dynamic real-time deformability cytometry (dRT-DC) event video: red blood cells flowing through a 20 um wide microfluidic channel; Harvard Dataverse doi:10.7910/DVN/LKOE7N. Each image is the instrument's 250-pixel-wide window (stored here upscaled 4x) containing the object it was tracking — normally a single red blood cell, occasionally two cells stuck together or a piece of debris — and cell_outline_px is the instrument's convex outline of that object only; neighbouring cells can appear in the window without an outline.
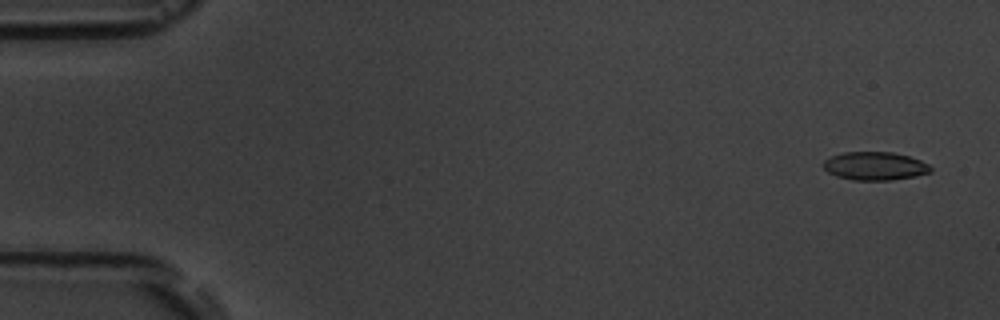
{"species": "common noctule bat (a hibernating species)", "species_latin": "Nyctalus noctula", "temperature_condition": "room temperature", "stored_images_in_passage": 5, "segment_of_instrument_passage": [1, 2], "camera_frame_rate_fps": 3000, "um_per_image_px": 0.085, "animal": {"sex": "male", "body_mass_g": 19.5, "forearm_length_mm": 54.6}, "frame": {"image": 1, "passage_image": 1, "time_ms": 0.0, "image_size_px": [1000, 320], "cell_outline_px": [[932, 172], [916, 176], [888, 180], [852, 180], [836, 176], [828, 172], [824, 168], [824, 160], [832, 156], [844, 152], [892, 152], [908, 156], [920, 160], [928, 164], [932, 168]], "centroid_in_image_um": [74.38, 14.11], "position_along_channel_um": 10.6, "area_um2": 17.63}}